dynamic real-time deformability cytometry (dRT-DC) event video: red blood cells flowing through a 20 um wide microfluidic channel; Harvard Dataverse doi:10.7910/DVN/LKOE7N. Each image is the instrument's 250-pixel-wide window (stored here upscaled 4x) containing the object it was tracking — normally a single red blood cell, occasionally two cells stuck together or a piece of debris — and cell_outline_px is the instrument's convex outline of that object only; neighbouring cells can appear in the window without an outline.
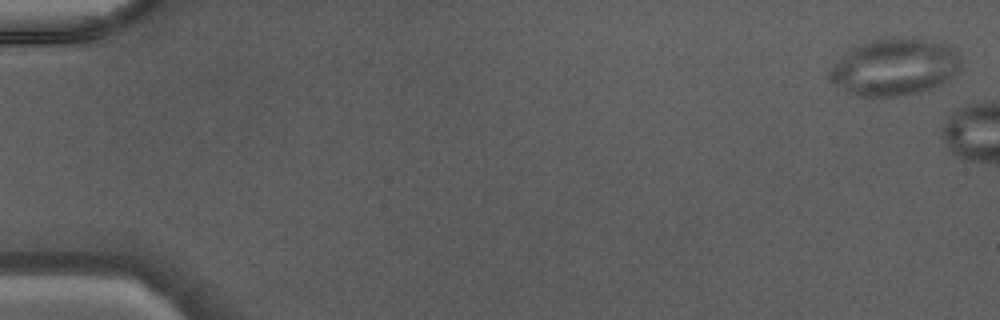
{"species": "Egyptian fruit bat (a non-hibernating species)", "species_latin": "Rousettus aegyptiacus", "temperature_condition": "warm", "stored_images_in_passage": 7, "camera_frame_rate_fps": 3000, "um_per_image_px": 0.085, "animal": {"sex": "male"}, "frame": {"image": 1, "passage_image": 1, "time_ms": 0.0, "image_size_px": [1000, 320], "cell_outline_px": [[964, 60], [960, 72], [948, 80], [932, 88], [916, 92], [896, 96], [856, 96], [848, 92], [844, 88], [836, 76], [836, 64], [852, 48], [860, 44], [876, 40], [924, 40], [952, 44]], "centroid_in_image_um": [76.28, 5.7], "position_along_channel_um": 8.7, "area_um2": 41.85}}